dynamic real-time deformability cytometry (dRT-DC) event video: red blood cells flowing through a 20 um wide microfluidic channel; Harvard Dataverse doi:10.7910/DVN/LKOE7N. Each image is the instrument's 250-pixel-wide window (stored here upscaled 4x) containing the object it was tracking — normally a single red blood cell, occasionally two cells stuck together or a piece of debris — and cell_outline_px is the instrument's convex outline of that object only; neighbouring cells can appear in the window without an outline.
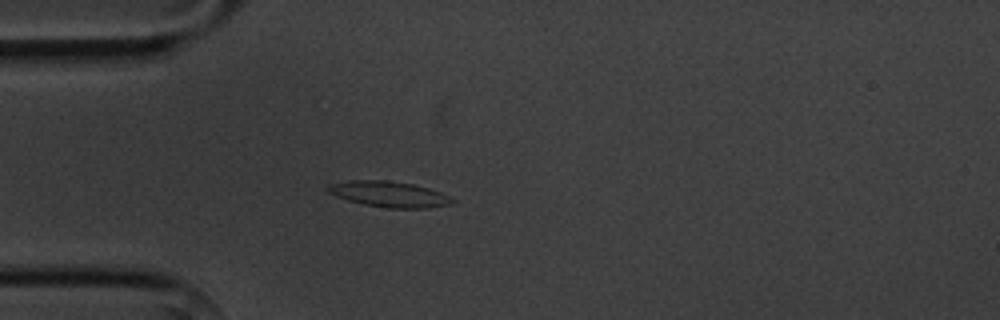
{"species": "common noctule bat (a hibernating species)", "species_latin": "Nyctalus noctula", "temperature_condition": "cold", "stored_images_in_passage": 3, "camera_frame_rate_fps": 3000, "um_per_image_px": 0.085, "animal": {"sex": "male", "body_mass_g": 20.1, "forearm_length_mm": 53.5}, "frame": {"image": 1, "passage_image": 3, "time_ms": 2.333, "image_size_px": [1000, 320], "cell_outline_px": [[456, 200], [452, 204], [428, 208], [388, 208], [364, 204], [348, 200], [336, 196], [328, 192], [328, 184], [348, 180], [388, 180], [412, 184], [428, 188], [452, 196]], "centroid_in_image_um": [33.11, 16.5], "position_along_channel_um": 51.9, "area_um2": 18.73}}